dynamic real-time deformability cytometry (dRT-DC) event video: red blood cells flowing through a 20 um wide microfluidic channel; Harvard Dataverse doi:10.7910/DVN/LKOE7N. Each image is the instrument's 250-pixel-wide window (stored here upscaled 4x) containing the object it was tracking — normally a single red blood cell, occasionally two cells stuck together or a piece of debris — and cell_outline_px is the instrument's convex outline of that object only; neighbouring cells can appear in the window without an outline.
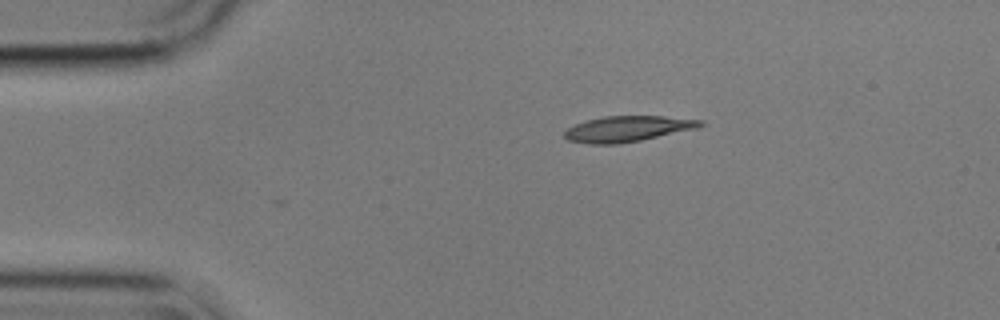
{"species": "common noctule bat (a hibernating species)", "species_latin": "Nyctalus noctula", "temperature_condition": "cold", "stored_images_in_passage": 4, "camera_frame_rate_fps": 3000, "um_per_image_px": 0.085, "animal": {"sex": "male", "body_mass_g": 17.9}, "frame": {"image": 1, "passage_image": 1, "time_ms": 0.0, "image_size_px": [1000, 320], "cell_outline_px": [[704, 124], [700, 128], [640, 140], [616, 144], [588, 144], [568, 140], [564, 136], [564, 132], [568, 128], [576, 124], [588, 120], [604, 116], [664, 116], [704, 120]], "centroid_in_image_um": [53.39, 10.95], "position_along_channel_um": 31.6, "area_um2": 20.35}}